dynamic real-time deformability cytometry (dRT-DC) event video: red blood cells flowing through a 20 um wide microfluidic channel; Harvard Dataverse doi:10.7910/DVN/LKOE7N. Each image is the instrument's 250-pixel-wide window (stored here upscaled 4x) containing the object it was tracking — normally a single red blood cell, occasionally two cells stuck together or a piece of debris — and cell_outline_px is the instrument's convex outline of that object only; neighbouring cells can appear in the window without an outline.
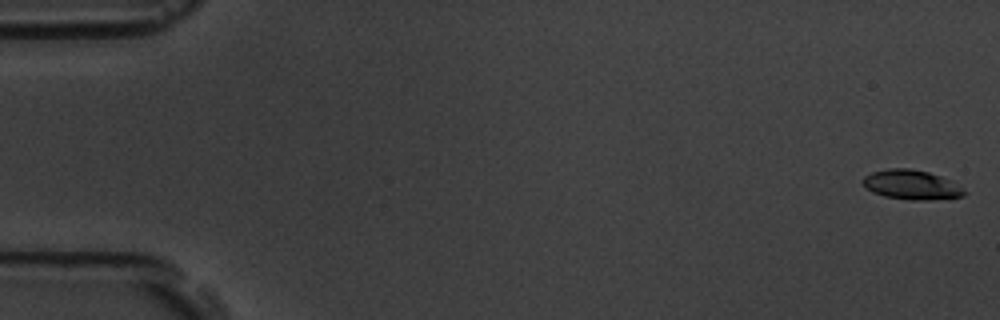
{"species": "common noctule bat (a hibernating species)", "species_latin": "Nyctalus noctula", "temperature_condition": "room temperature", "stored_images_in_passage": 6, "camera_frame_rate_fps": 3000, "um_per_image_px": 0.085, "animal": {"sex": "male", "body_mass_g": 19.5, "forearm_length_mm": 54.6}, "frame": {"image": 1, "passage_image": 1, "time_ms": 0.0, "image_size_px": [1000, 320], "cell_outline_px": [[968, 192], [964, 196], [928, 200], [912, 200], [884, 196], [872, 192], [860, 180], [864, 176], [872, 172], [888, 168], [908, 168], [928, 172], [940, 176], [948, 180]], "centroid_in_image_um": [77.44, 15.7], "position_along_channel_um": 7.6, "area_um2": 17.28}}